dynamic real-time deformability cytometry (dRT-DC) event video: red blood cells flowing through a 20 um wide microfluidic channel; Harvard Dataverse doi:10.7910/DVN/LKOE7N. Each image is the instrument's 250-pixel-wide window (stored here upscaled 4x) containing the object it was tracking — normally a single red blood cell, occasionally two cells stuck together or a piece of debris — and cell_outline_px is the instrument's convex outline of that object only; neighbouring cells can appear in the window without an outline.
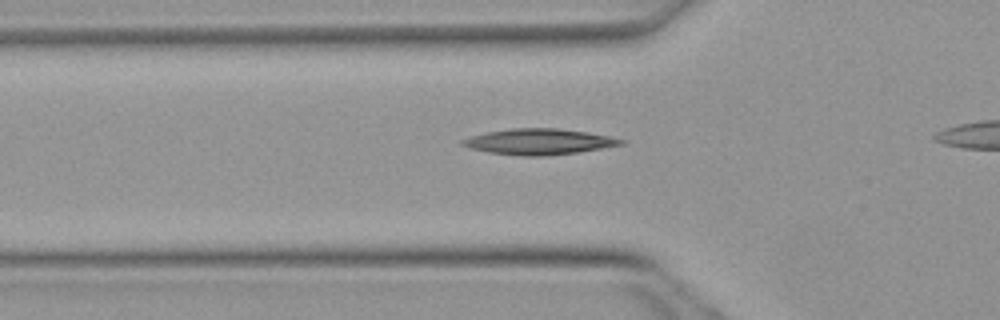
{"species": "Egyptian fruit bat (a non-hibernating species)", "species_latin": "Rousettus aegyptiacus", "temperature_condition": "warm", "stored_images_in_passage": 6, "camera_frame_rate_fps": 3000, "um_per_image_px": 0.085, "animal": {"sex": "female"}, "frame": {"image": 1, "passage_image": 4, "time_ms": 1.0, "image_size_px": [1000, 320], "cell_outline_px": [[624, 144], [580, 152], [544, 156], [524, 156], [488, 152], [472, 148], [460, 144], [460, 140], [472, 136], [488, 132], [512, 128], [556, 128], [588, 132], [608, 136], [624, 140]], "centroid_in_image_um": [45.82, 12.04], "position_along_channel_um": 80.0, "area_um2": 23.64}}